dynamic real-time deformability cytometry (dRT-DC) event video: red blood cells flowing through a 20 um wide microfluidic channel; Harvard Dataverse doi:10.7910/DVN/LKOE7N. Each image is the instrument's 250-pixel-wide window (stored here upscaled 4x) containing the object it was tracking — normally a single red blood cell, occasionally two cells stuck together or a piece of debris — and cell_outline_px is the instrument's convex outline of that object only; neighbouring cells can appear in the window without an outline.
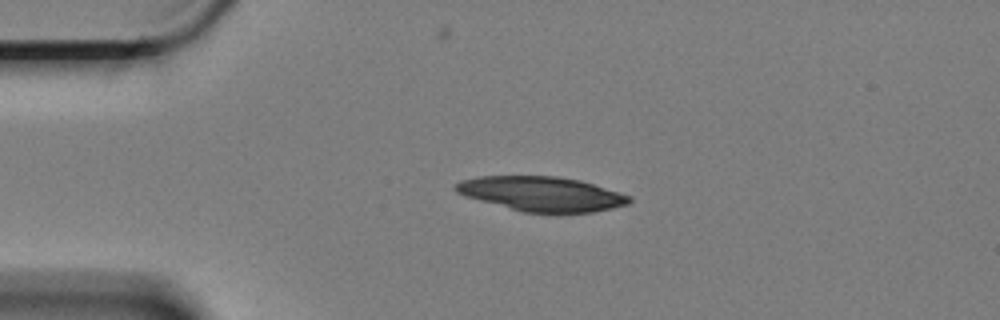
{"species": "Egyptian fruit bat (a non-hibernating species)", "species_latin": "Rousettus aegyptiacus", "temperature_condition": "cold", "stored_images_in_passage": 48, "camera_frame_rate_fps": 3000, "um_per_image_px": 0.085, "animal": {"sex": "female"}, "frame": {"image": 1, "passage_image": 1, "time_ms": 0.0, "image_size_px": [1000, 320], "cell_outline_px": [[632, 200], [628, 204], [612, 208], [592, 212], [560, 216], [524, 212], [464, 196], [456, 192], [452, 188], [460, 180], [480, 176], [556, 176], [580, 180], [632, 196]], "centroid_in_image_um": [46.06, 16.51], "position_along_channel_um": 38.9, "area_um2": 35.78}}
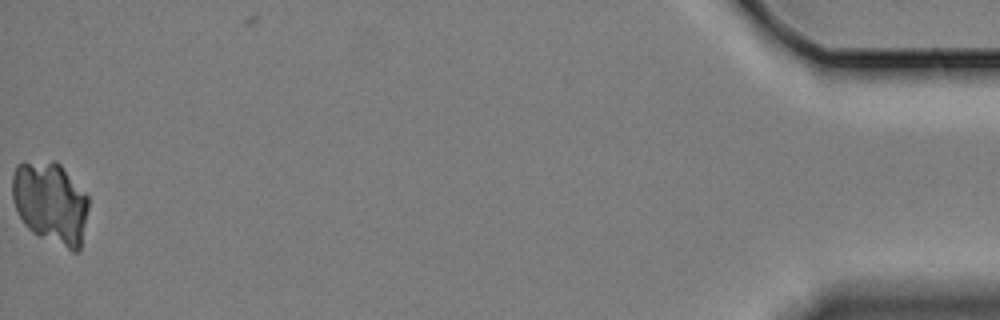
{"frame": {"image": 2, "passage_image": 47, "time_ms": 15.333, "image_size_px": [1000, 320], "cell_outline_px": [[88, 208], [80, 252], [72, 252], [32, 232], [24, 224], [12, 200], [12, 176], [16, 164], [24, 160], [56, 160], [60, 164], [88, 196]], "centroid_in_image_um": [4.28, 17.21], "position_along_channel_um": 430.9, "area_um2": 36.99}}